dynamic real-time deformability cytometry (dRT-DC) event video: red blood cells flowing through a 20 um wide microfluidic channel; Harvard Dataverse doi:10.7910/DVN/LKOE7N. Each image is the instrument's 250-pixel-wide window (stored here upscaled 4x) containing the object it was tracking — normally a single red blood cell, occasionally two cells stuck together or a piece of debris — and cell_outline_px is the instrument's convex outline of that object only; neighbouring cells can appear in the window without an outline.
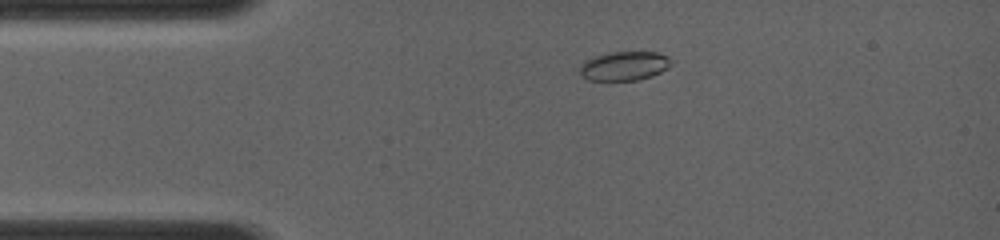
{"species": "common noctule bat (a hibernating species)", "species_latin": "Nyctalus noctula", "temperature_condition": "room temperature", "stored_images_in_passage": 24, "camera_frame_rate_fps": 4000, "um_per_image_px": 0.085, "animal": {"sex": "female", "body_mass_g": 19.0, "forearm_length_mm": 56.7}, "frame": {"image": 1, "passage_image": 7, "time_ms": 2.25, "image_size_px": [1000, 240], "cell_outline_px": [[672, 64], [668, 68], [652, 76], [636, 80], [588, 80], [580, 76], [580, 64], [584, 60], [592, 56], [608, 52], [660, 52], [668, 56], [672, 60]], "centroid_in_image_um": [53.05, 5.59], "position_along_channel_um": 32.0, "area_um2": 15.78}}
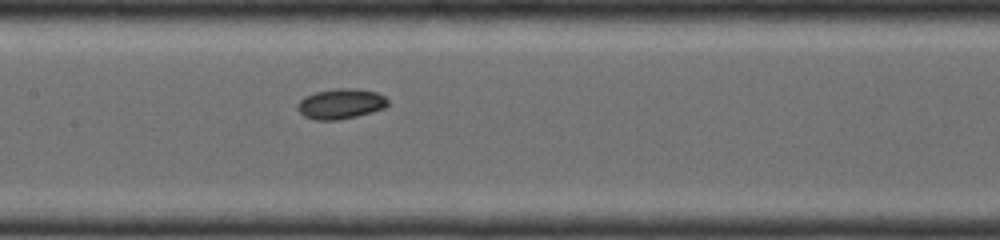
{"frame": {"image": 2, "passage_image": 17, "time_ms": 6.25, "image_size_px": [1000, 240], "cell_outline_px": [[388, 104], [384, 108], [372, 112], [340, 120], [316, 120], [304, 116], [296, 108], [296, 104], [304, 96], [316, 92], [336, 88], [356, 88], [376, 92], [384, 96], [388, 100]], "centroid_in_image_um": [28.94, 8.82], "position_along_channel_um": 178.5, "area_um2": 16.01}}
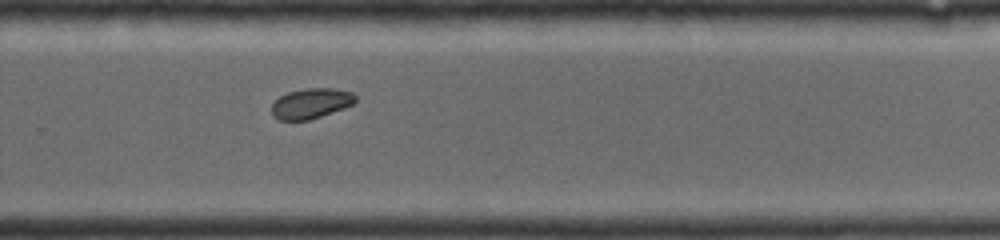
{"frame": {"image": 3, "passage_image": 24, "time_ms": 9.0, "image_size_px": [1000, 240], "cell_outline_px": [[356, 100], [352, 104], [344, 108], [308, 120], [276, 120], [272, 116], [272, 104], [280, 96], [288, 92], [304, 88], [332, 88], [352, 92], [356, 96]], "centroid_in_image_um": [26.41, 8.79], "position_along_channel_um": 303.4, "area_um2": 14.74}}